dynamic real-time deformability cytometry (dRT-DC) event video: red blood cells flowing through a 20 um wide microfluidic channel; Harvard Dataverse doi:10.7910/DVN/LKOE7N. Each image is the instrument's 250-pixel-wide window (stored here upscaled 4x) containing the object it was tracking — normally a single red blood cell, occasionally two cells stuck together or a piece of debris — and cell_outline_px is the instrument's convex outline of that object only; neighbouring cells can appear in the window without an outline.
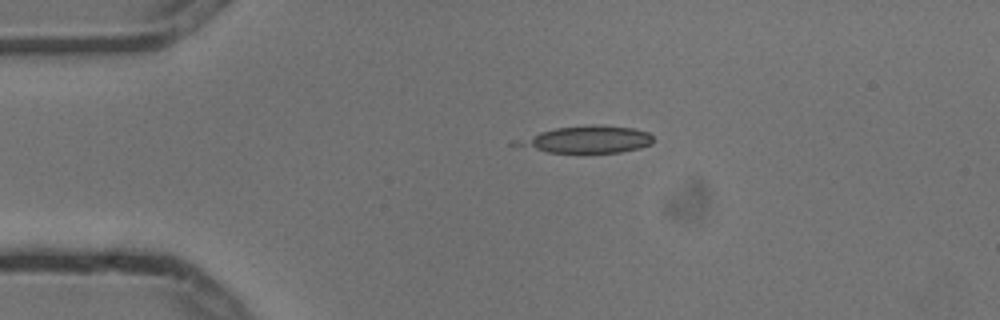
{"species": "common noctule bat (a hibernating species)", "species_latin": "Nyctalus noctula", "temperature_condition": "cold", "stored_images_in_passage": 2, "camera_frame_rate_fps": 3000, "um_per_image_px": 0.085, "animal": {"sex": "male", "body_mass_g": 13.3}, "frame": {"image": 1, "passage_image": 1, "time_ms": 0.0, "image_size_px": [1000, 320], "cell_outline_px": [[652, 144], [640, 148], [620, 152], [548, 152], [512, 148], [508, 144], [540, 132], [556, 128], [592, 124], [632, 128], [648, 132], [652, 136]], "centroid_in_image_um": [49.79, 11.87], "position_along_channel_um": 35.2, "area_um2": 21.62}}